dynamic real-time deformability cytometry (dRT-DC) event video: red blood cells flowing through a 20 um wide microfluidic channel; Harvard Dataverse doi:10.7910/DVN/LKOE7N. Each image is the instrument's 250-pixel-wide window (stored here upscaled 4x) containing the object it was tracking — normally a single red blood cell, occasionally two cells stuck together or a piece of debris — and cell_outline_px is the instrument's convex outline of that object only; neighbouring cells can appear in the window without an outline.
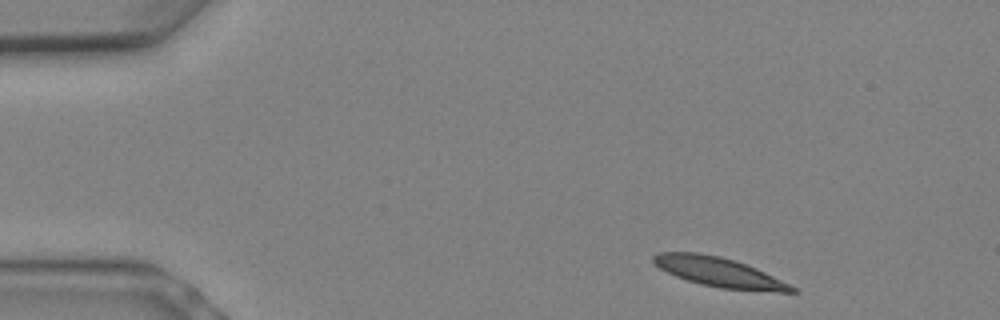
{"species": "Egyptian fruit bat (a non-hibernating species)", "species_latin": "Rousettus aegyptiacus", "temperature_condition": "warm", "stored_images_in_passage": 6, "camera_frame_rate_fps": 3000, "um_per_image_px": 0.085, "animal": {"sex": "female"}, "frame": {"image": 1, "passage_image": 1, "time_ms": 0.0, "image_size_px": [1000, 320], "cell_outline_px": [[796, 292], [780, 292], [720, 288], [688, 280], [676, 276], [660, 268], [652, 260], [652, 256], [656, 252], [696, 252], [720, 256], [736, 260], [756, 268], [796, 288]], "centroid_in_image_um": [61.09, 23.11], "position_along_channel_um": 23.9, "area_um2": 23.41}}
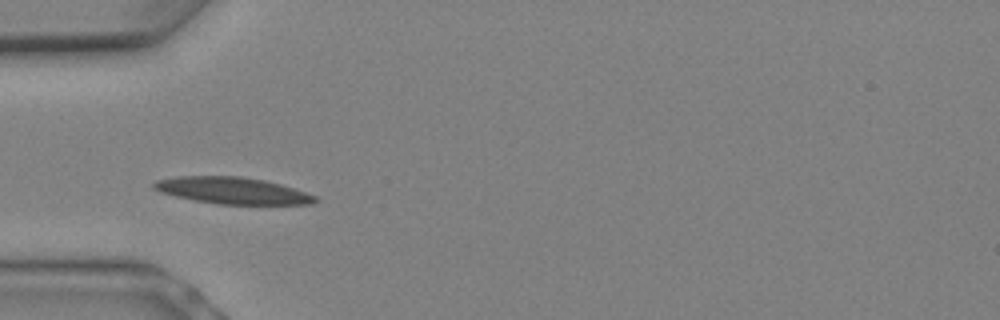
{"frame": {"image": 2, "passage_image": 5, "time_ms": 1.333, "image_size_px": [1000, 320], "cell_outline_px": [[320, 200], [312, 204], [216, 204], [176, 196], [160, 192], [152, 188], [152, 184], [156, 180], [176, 176], [240, 176], [264, 180], [280, 184], [316, 196]], "centroid_in_image_um": [19.73, 16.19], "position_along_channel_um": 65.3, "area_um2": 24.97}}